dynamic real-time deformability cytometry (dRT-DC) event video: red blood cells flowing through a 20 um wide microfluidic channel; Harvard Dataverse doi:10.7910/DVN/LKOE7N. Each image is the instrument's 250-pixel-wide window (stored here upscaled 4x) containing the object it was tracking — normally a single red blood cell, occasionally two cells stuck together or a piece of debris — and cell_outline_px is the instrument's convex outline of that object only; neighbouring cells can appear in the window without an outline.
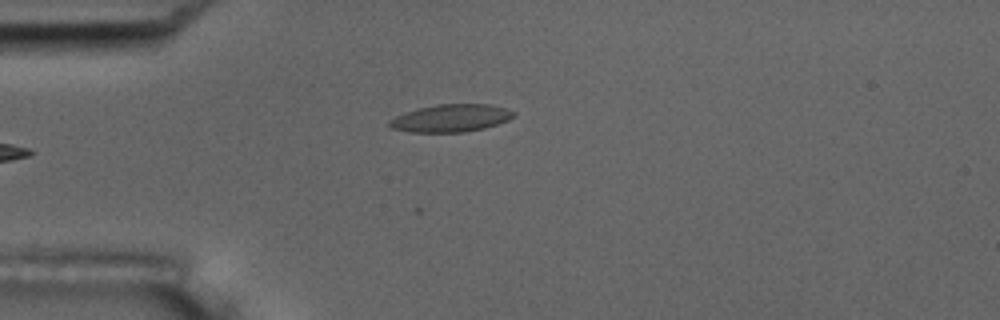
{"species": "common noctule bat (a hibernating species)", "species_latin": "Nyctalus noctula", "temperature_condition": "room temperature", "stored_images_in_passage": 6, "camera_frame_rate_fps": 3000, "um_per_image_px": 0.085, "animal": {"sex": "male", "body_mass_g": 17.5, "forearm_length_mm": 52.3}, "frame": {"image": 1, "passage_image": 1, "time_ms": 0.0, "image_size_px": [1000, 320], "cell_outline_px": [[516, 116], [508, 120], [484, 128], [464, 132], [408, 132], [392, 128], [388, 124], [388, 120], [404, 112], [436, 104], [492, 104], [516, 112]], "centroid_in_image_um": [38.33, 10.04], "position_along_channel_um": 46.7, "area_um2": 20.0}}
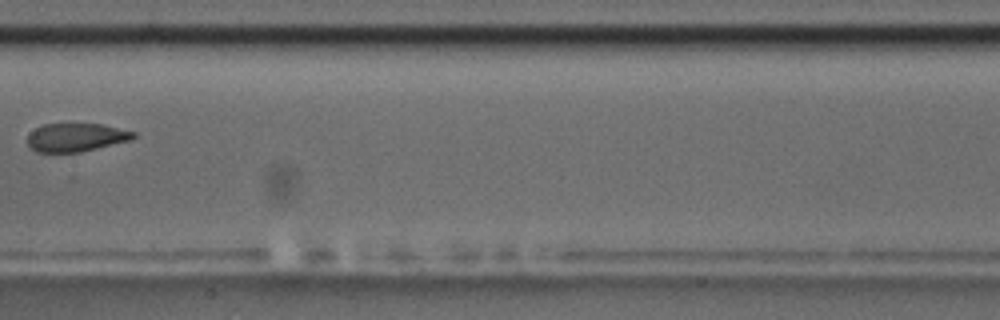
{"frame": {"image": 2, "passage_image": 5, "time_ms": 1.333, "image_size_px": [1000, 320], "cell_outline_px": [[136, 136], [132, 140], [80, 152], [36, 152], [28, 144], [28, 136], [36, 128], [44, 124], [100, 124], [136, 132]], "centroid_in_image_um": [6.49, 11.68], "position_along_channel_um": 200.9, "area_um2": 17.34}}
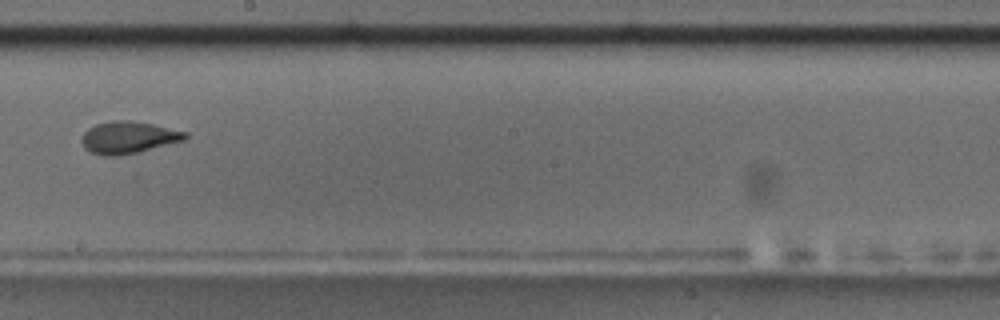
{"frame": {"image": 3, "passage_image": 6, "time_ms": 1.667, "image_size_px": [1000, 320], "cell_outline_px": [[188, 136], [184, 140], [140, 152], [116, 156], [100, 156], [88, 152], [84, 148], [80, 140], [84, 132], [88, 128], [96, 124], [112, 120], [128, 120], [152, 124], [188, 132]], "centroid_in_image_um": [10.87, 11.7], "position_along_channel_um": 237.3, "area_um2": 19.59}}